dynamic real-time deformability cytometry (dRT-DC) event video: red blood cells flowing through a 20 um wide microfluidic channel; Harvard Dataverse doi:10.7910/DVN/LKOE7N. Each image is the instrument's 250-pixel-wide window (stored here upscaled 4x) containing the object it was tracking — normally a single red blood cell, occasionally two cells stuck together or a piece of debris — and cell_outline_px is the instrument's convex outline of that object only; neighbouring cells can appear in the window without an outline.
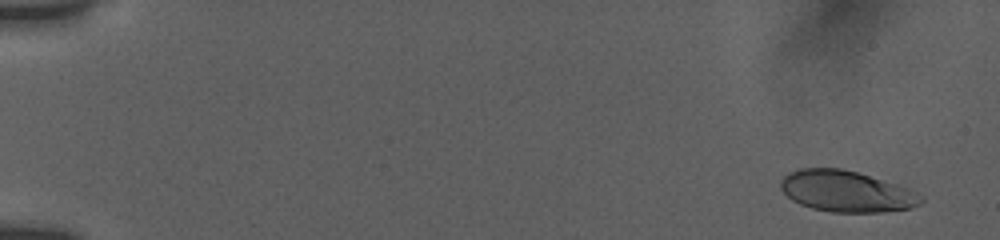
{"species": "human", "species_latin": "Homo sapiens", "temperature_condition": "room temperature", "stored_images_in_passage": 20, "camera_frame_rate_fps": 3000, "um_per_image_px": 0.085, "donor": {"sex": "female"}, "frame": {"image": 1, "passage_image": 3, "time_ms": 0.667, "image_size_px": [1000, 240], "cell_outline_px": [[924, 200], [920, 204], [912, 208], [880, 212], [832, 212], [812, 208], [800, 204], [792, 200], [780, 188], [780, 180], [788, 172], [800, 168], [840, 168], [856, 172], [896, 184], [908, 188], [924, 196]], "centroid_in_image_um": [71.94, 16.26], "position_along_channel_um": 13.1, "area_um2": 33.64}}
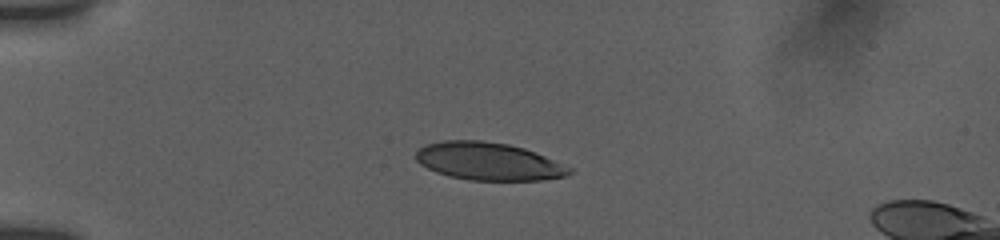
{"frame": {"image": 2, "passage_image": 13, "time_ms": 4.667, "image_size_px": [1000, 240], "cell_outline_px": [[572, 172], [568, 176], [540, 180], [468, 180], [448, 176], [436, 172], [420, 164], [416, 160], [416, 152], [424, 144], [444, 140], [484, 140], [508, 144], [524, 148], [536, 152], [572, 168]], "centroid_in_image_um": [41.52, 13.71], "position_along_channel_um": 43.5, "area_um2": 33.93}}
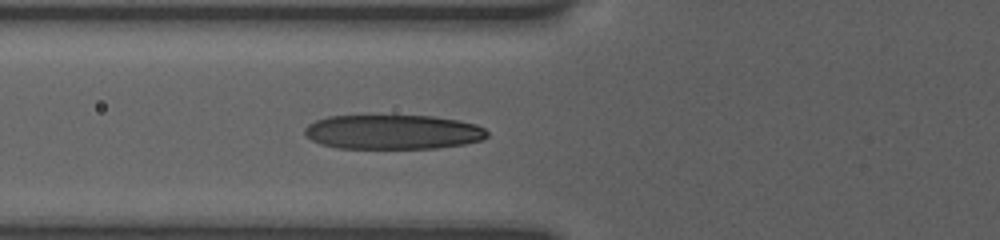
{"frame": {"image": 3, "passage_image": 20, "time_ms": 7.0, "image_size_px": [1000, 240], "cell_outline_px": [[488, 136], [484, 140], [464, 144], [436, 148], [336, 148], [320, 144], [312, 140], [304, 132], [304, 128], [308, 124], [316, 120], [328, 116], [432, 116], [460, 120], [476, 124], [484, 128], [488, 132]], "centroid_in_image_um": [33.42, 11.22], "position_along_channel_um": 92.4, "area_um2": 36.82}}